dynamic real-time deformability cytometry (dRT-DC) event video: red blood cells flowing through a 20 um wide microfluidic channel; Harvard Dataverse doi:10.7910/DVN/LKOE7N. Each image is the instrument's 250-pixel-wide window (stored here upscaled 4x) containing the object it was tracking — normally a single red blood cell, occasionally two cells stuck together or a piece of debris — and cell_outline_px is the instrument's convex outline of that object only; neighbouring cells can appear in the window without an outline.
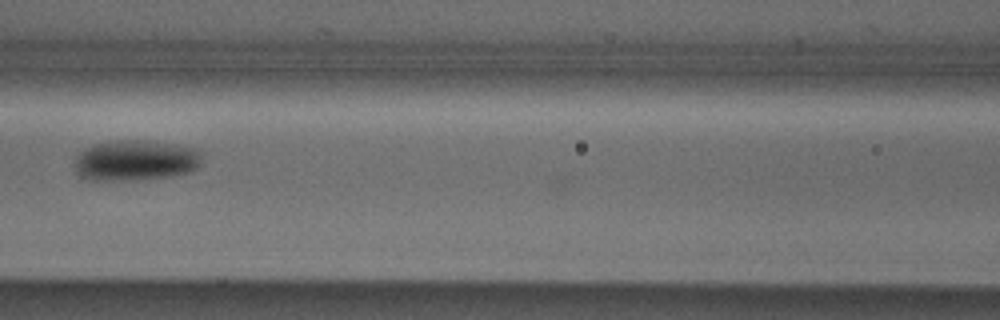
{"species": "Egyptian fruit bat (a non-hibernating species)", "species_latin": "Rousettus aegyptiacus", "temperature_condition": "cold", "stored_images_in_passage": 7, "camera_frame_rate_fps": 3000, "um_per_image_px": 0.085, "animal": {"sex": "male"}, "frame": {"image": 1, "passage_image": 7, "time_ms": 7.0, "image_size_px": [1000, 320], "cell_outline_px": [[200, 164], [192, 172], [172, 176], [140, 180], [88, 180], [80, 176], [76, 172], [76, 160], [80, 152], [96, 144], [120, 140], [140, 140], [172, 144], [192, 148], [200, 152]], "centroid_in_image_um": [11.53, 13.66], "position_along_channel_um": 155.1, "area_um2": 29.88}}